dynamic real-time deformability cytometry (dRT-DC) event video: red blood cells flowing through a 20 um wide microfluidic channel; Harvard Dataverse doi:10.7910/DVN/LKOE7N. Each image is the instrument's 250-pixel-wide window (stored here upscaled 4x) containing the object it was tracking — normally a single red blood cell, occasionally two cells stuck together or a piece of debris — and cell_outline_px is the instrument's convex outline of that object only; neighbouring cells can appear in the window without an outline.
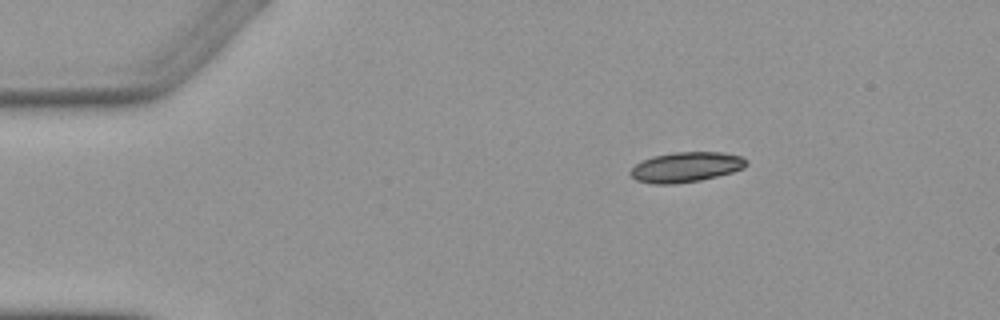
{"species": "Egyptian fruit bat (a non-hibernating species)", "species_latin": "Rousettus aegyptiacus", "temperature_condition": "warm", "stored_images_in_passage": 3, "camera_frame_rate_fps": 3000, "um_per_image_px": 0.085, "animal": {"sex": "female"}, "frame": {"image": 1, "passage_image": 1, "time_ms": 0.0, "image_size_px": [1000, 320], "cell_outline_px": [[748, 164], [744, 168], [732, 172], [700, 180], [676, 184], [652, 184], [636, 180], [628, 172], [636, 164], [652, 156], [672, 152], [724, 152], [740, 156], [748, 160]], "centroid_in_image_um": [58.31, 14.2], "position_along_channel_um": 26.7, "area_um2": 20.4}}